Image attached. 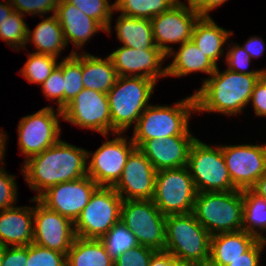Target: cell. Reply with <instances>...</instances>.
Masks as SVG:
<instances>
[{
	"label": "cell",
	"mask_w": 266,
	"mask_h": 266,
	"mask_svg": "<svg viewBox=\"0 0 266 266\" xmlns=\"http://www.w3.org/2000/svg\"><path fill=\"white\" fill-rule=\"evenodd\" d=\"M14 11L19 12L20 14H31L41 17L46 13L55 14L56 7L59 3V0H9Z\"/></svg>",
	"instance_id": "ab89813d"
},
{
	"label": "cell",
	"mask_w": 266,
	"mask_h": 266,
	"mask_svg": "<svg viewBox=\"0 0 266 266\" xmlns=\"http://www.w3.org/2000/svg\"><path fill=\"white\" fill-rule=\"evenodd\" d=\"M68 3L76 6L88 17L96 20L109 34L111 32V20L115 4L109 3V0H66Z\"/></svg>",
	"instance_id": "d590c367"
},
{
	"label": "cell",
	"mask_w": 266,
	"mask_h": 266,
	"mask_svg": "<svg viewBox=\"0 0 266 266\" xmlns=\"http://www.w3.org/2000/svg\"><path fill=\"white\" fill-rule=\"evenodd\" d=\"M262 74H241L225 69L205 79L200 89L193 93L196 112H217L238 115L250 103L253 88Z\"/></svg>",
	"instance_id": "7a4b0ae2"
},
{
	"label": "cell",
	"mask_w": 266,
	"mask_h": 266,
	"mask_svg": "<svg viewBox=\"0 0 266 266\" xmlns=\"http://www.w3.org/2000/svg\"><path fill=\"white\" fill-rule=\"evenodd\" d=\"M258 239L244 230L211 236L209 264L227 266L247 252Z\"/></svg>",
	"instance_id": "603a6c76"
},
{
	"label": "cell",
	"mask_w": 266,
	"mask_h": 266,
	"mask_svg": "<svg viewBox=\"0 0 266 266\" xmlns=\"http://www.w3.org/2000/svg\"><path fill=\"white\" fill-rule=\"evenodd\" d=\"M122 202L113 187H98L74 222L76 237L100 239L120 221Z\"/></svg>",
	"instance_id": "ba28073f"
},
{
	"label": "cell",
	"mask_w": 266,
	"mask_h": 266,
	"mask_svg": "<svg viewBox=\"0 0 266 266\" xmlns=\"http://www.w3.org/2000/svg\"><path fill=\"white\" fill-rule=\"evenodd\" d=\"M30 200L37 202L33 217V243L67 256L76 238L74 222L46 208L37 199Z\"/></svg>",
	"instance_id": "2e32d148"
},
{
	"label": "cell",
	"mask_w": 266,
	"mask_h": 266,
	"mask_svg": "<svg viewBox=\"0 0 266 266\" xmlns=\"http://www.w3.org/2000/svg\"><path fill=\"white\" fill-rule=\"evenodd\" d=\"M156 174L152 163L135 148L128 156L121 178L113 188L123 200H152Z\"/></svg>",
	"instance_id": "ac0fdd59"
},
{
	"label": "cell",
	"mask_w": 266,
	"mask_h": 266,
	"mask_svg": "<svg viewBox=\"0 0 266 266\" xmlns=\"http://www.w3.org/2000/svg\"><path fill=\"white\" fill-rule=\"evenodd\" d=\"M242 198V230L253 235L258 240L266 241V237L261 234L262 231L266 232V199L259 196L252 189L242 190ZM257 228L259 229L257 230Z\"/></svg>",
	"instance_id": "f546056e"
},
{
	"label": "cell",
	"mask_w": 266,
	"mask_h": 266,
	"mask_svg": "<svg viewBox=\"0 0 266 266\" xmlns=\"http://www.w3.org/2000/svg\"><path fill=\"white\" fill-rule=\"evenodd\" d=\"M36 25L33 32L28 27L27 43L31 41L36 48L34 53L60 56L67 46L63 30L55 14L45 18Z\"/></svg>",
	"instance_id": "4316f807"
},
{
	"label": "cell",
	"mask_w": 266,
	"mask_h": 266,
	"mask_svg": "<svg viewBox=\"0 0 266 266\" xmlns=\"http://www.w3.org/2000/svg\"><path fill=\"white\" fill-rule=\"evenodd\" d=\"M53 108L47 106L20 119L17 127L18 146L25 160L40 154L60 140L59 118H62V110L57 108L58 114H55L57 112Z\"/></svg>",
	"instance_id": "8fae6325"
},
{
	"label": "cell",
	"mask_w": 266,
	"mask_h": 266,
	"mask_svg": "<svg viewBox=\"0 0 266 266\" xmlns=\"http://www.w3.org/2000/svg\"><path fill=\"white\" fill-rule=\"evenodd\" d=\"M233 31H226L218 26L211 17H200L195 23L192 41L204 55L216 66L220 56L225 52L224 46L229 41Z\"/></svg>",
	"instance_id": "d4e9b609"
},
{
	"label": "cell",
	"mask_w": 266,
	"mask_h": 266,
	"mask_svg": "<svg viewBox=\"0 0 266 266\" xmlns=\"http://www.w3.org/2000/svg\"><path fill=\"white\" fill-rule=\"evenodd\" d=\"M194 136H170L145 140L138 149L152 163L156 171L176 169L188 164V155Z\"/></svg>",
	"instance_id": "ffe728a7"
},
{
	"label": "cell",
	"mask_w": 266,
	"mask_h": 266,
	"mask_svg": "<svg viewBox=\"0 0 266 266\" xmlns=\"http://www.w3.org/2000/svg\"><path fill=\"white\" fill-rule=\"evenodd\" d=\"M22 14L17 11L5 19L0 27V38L4 40L7 45L12 46V49L17 51L26 48L28 25L23 20Z\"/></svg>",
	"instance_id": "e575fe53"
},
{
	"label": "cell",
	"mask_w": 266,
	"mask_h": 266,
	"mask_svg": "<svg viewBox=\"0 0 266 266\" xmlns=\"http://www.w3.org/2000/svg\"><path fill=\"white\" fill-rule=\"evenodd\" d=\"M168 56L173 57V61L167 66L168 77L188 76L190 73H196L198 71L211 76L217 67L198 49L192 39L184 42L176 52L173 50Z\"/></svg>",
	"instance_id": "cb8c5ba5"
},
{
	"label": "cell",
	"mask_w": 266,
	"mask_h": 266,
	"mask_svg": "<svg viewBox=\"0 0 266 266\" xmlns=\"http://www.w3.org/2000/svg\"><path fill=\"white\" fill-rule=\"evenodd\" d=\"M62 119L107 137L111 133L107 94L84 88L62 109Z\"/></svg>",
	"instance_id": "4fadbf2b"
},
{
	"label": "cell",
	"mask_w": 266,
	"mask_h": 266,
	"mask_svg": "<svg viewBox=\"0 0 266 266\" xmlns=\"http://www.w3.org/2000/svg\"><path fill=\"white\" fill-rule=\"evenodd\" d=\"M108 56L118 76L143 77L156 82L167 77V67L162 68L167 55L161 49L136 50L122 45Z\"/></svg>",
	"instance_id": "d6986e66"
},
{
	"label": "cell",
	"mask_w": 266,
	"mask_h": 266,
	"mask_svg": "<svg viewBox=\"0 0 266 266\" xmlns=\"http://www.w3.org/2000/svg\"><path fill=\"white\" fill-rule=\"evenodd\" d=\"M187 167L197 192L237 190L229 176L222 146L211 147L196 138L189 150Z\"/></svg>",
	"instance_id": "52a82bcc"
},
{
	"label": "cell",
	"mask_w": 266,
	"mask_h": 266,
	"mask_svg": "<svg viewBox=\"0 0 266 266\" xmlns=\"http://www.w3.org/2000/svg\"><path fill=\"white\" fill-rule=\"evenodd\" d=\"M166 217L152 200H123L120 221L132 231L139 245L165 249Z\"/></svg>",
	"instance_id": "30bf717a"
},
{
	"label": "cell",
	"mask_w": 266,
	"mask_h": 266,
	"mask_svg": "<svg viewBox=\"0 0 266 266\" xmlns=\"http://www.w3.org/2000/svg\"><path fill=\"white\" fill-rule=\"evenodd\" d=\"M98 187L99 185L87 175L52 186L37 200L46 208L75 222Z\"/></svg>",
	"instance_id": "e0dca14e"
},
{
	"label": "cell",
	"mask_w": 266,
	"mask_h": 266,
	"mask_svg": "<svg viewBox=\"0 0 266 266\" xmlns=\"http://www.w3.org/2000/svg\"><path fill=\"white\" fill-rule=\"evenodd\" d=\"M42 92L47 99H53L58 104V109L64 108V77H63V60L42 83ZM57 100V101H56Z\"/></svg>",
	"instance_id": "74e56055"
},
{
	"label": "cell",
	"mask_w": 266,
	"mask_h": 266,
	"mask_svg": "<svg viewBox=\"0 0 266 266\" xmlns=\"http://www.w3.org/2000/svg\"><path fill=\"white\" fill-rule=\"evenodd\" d=\"M55 15L60 23L67 45L72 42L78 49L97 32L106 30L93 18L88 17L73 4L59 0ZM100 30V31H99Z\"/></svg>",
	"instance_id": "44dd1931"
},
{
	"label": "cell",
	"mask_w": 266,
	"mask_h": 266,
	"mask_svg": "<svg viewBox=\"0 0 266 266\" xmlns=\"http://www.w3.org/2000/svg\"><path fill=\"white\" fill-rule=\"evenodd\" d=\"M227 0H187L188 7L194 10L200 17H210L213 9L224 4Z\"/></svg>",
	"instance_id": "bcb514c9"
},
{
	"label": "cell",
	"mask_w": 266,
	"mask_h": 266,
	"mask_svg": "<svg viewBox=\"0 0 266 266\" xmlns=\"http://www.w3.org/2000/svg\"><path fill=\"white\" fill-rule=\"evenodd\" d=\"M64 253L41 247L35 243L28 245L26 266H66Z\"/></svg>",
	"instance_id": "8d00e7d4"
},
{
	"label": "cell",
	"mask_w": 266,
	"mask_h": 266,
	"mask_svg": "<svg viewBox=\"0 0 266 266\" xmlns=\"http://www.w3.org/2000/svg\"><path fill=\"white\" fill-rule=\"evenodd\" d=\"M199 263H195V262H187V261H178L176 260L173 263V266H199Z\"/></svg>",
	"instance_id": "f5cc1de1"
},
{
	"label": "cell",
	"mask_w": 266,
	"mask_h": 266,
	"mask_svg": "<svg viewBox=\"0 0 266 266\" xmlns=\"http://www.w3.org/2000/svg\"><path fill=\"white\" fill-rule=\"evenodd\" d=\"M179 0H116L115 11L121 14L151 20L154 16L169 10Z\"/></svg>",
	"instance_id": "4dcf8cb0"
},
{
	"label": "cell",
	"mask_w": 266,
	"mask_h": 266,
	"mask_svg": "<svg viewBox=\"0 0 266 266\" xmlns=\"http://www.w3.org/2000/svg\"><path fill=\"white\" fill-rule=\"evenodd\" d=\"M82 75V54L74 49L63 59L64 107L84 89Z\"/></svg>",
	"instance_id": "d6a6232c"
},
{
	"label": "cell",
	"mask_w": 266,
	"mask_h": 266,
	"mask_svg": "<svg viewBox=\"0 0 266 266\" xmlns=\"http://www.w3.org/2000/svg\"><path fill=\"white\" fill-rule=\"evenodd\" d=\"M5 132L0 131V163L2 164L4 161L5 156V148H6V141H7V134Z\"/></svg>",
	"instance_id": "816d5d0a"
},
{
	"label": "cell",
	"mask_w": 266,
	"mask_h": 266,
	"mask_svg": "<svg viewBox=\"0 0 266 266\" xmlns=\"http://www.w3.org/2000/svg\"><path fill=\"white\" fill-rule=\"evenodd\" d=\"M2 1H3L2 3L0 2V27H1L2 23L5 21V19H7L14 11L9 0H7V1L2 0Z\"/></svg>",
	"instance_id": "681fc988"
},
{
	"label": "cell",
	"mask_w": 266,
	"mask_h": 266,
	"mask_svg": "<svg viewBox=\"0 0 266 266\" xmlns=\"http://www.w3.org/2000/svg\"><path fill=\"white\" fill-rule=\"evenodd\" d=\"M88 151L60 140L24 161L21 172L37 199L43 192L59 183L87 176Z\"/></svg>",
	"instance_id": "6da1fadb"
},
{
	"label": "cell",
	"mask_w": 266,
	"mask_h": 266,
	"mask_svg": "<svg viewBox=\"0 0 266 266\" xmlns=\"http://www.w3.org/2000/svg\"><path fill=\"white\" fill-rule=\"evenodd\" d=\"M252 101L256 116H266V71H264L256 82L250 102Z\"/></svg>",
	"instance_id": "7bdbcfd3"
},
{
	"label": "cell",
	"mask_w": 266,
	"mask_h": 266,
	"mask_svg": "<svg viewBox=\"0 0 266 266\" xmlns=\"http://www.w3.org/2000/svg\"><path fill=\"white\" fill-rule=\"evenodd\" d=\"M112 140L104 142L94 153H87L91 160L87 163V175L91 177L99 187H114L120 180L124 166L130 153L136 145L130 138L123 137V133L114 134Z\"/></svg>",
	"instance_id": "7c38bea8"
},
{
	"label": "cell",
	"mask_w": 266,
	"mask_h": 266,
	"mask_svg": "<svg viewBox=\"0 0 266 266\" xmlns=\"http://www.w3.org/2000/svg\"><path fill=\"white\" fill-rule=\"evenodd\" d=\"M242 48L250 55L251 59L260 57L265 51V45L262 37H250Z\"/></svg>",
	"instance_id": "7dc6e473"
},
{
	"label": "cell",
	"mask_w": 266,
	"mask_h": 266,
	"mask_svg": "<svg viewBox=\"0 0 266 266\" xmlns=\"http://www.w3.org/2000/svg\"><path fill=\"white\" fill-rule=\"evenodd\" d=\"M66 260V266H114V260L99 239L76 237Z\"/></svg>",
	"instance_id": "f1b7e54d"
},
{
	"label": "cell",
	"mask_w": 266,
	"mask_h": 266,
	"mask_svg": "<svg viewBox=\"0 0 266 266\" xmlns=\"http://www.w3.org/2000/svg\"><path fill=\"white\" fill-rule=\"evenodd\" d=\"M199 266H212V265H210L209 263H207V264H200Z\"/></svg>",
	"instance_id": "11a10c76"
},
{
	"label": "cell",
	"mask_w": 266,
	"mask_h": 266,
	"mask_svg": "<svg viewBox=\"0 0 266 266\" xmlns=\"http://www.w3.org/2000/svg\"><path fill=\"white\" fill-rule=\"evenodd\" d=\"M251 189L259 196L266 199V172L256 181Z\"/></svg>",
	"instance_id": "f907efd6"
},
{
	"label": "cell",
	"mask_w": 266,
	"mask_h": 266,
	"mask_svg": "<svg viewBox=\"0 0 266 266\" xmlns=\"http://www.w3.org/2000/svg\"><path fill=\"white\" fill-rule=\"evenodd\" d=\"M193 215L211 236L242 230V190L197 192Z\"/></svg>",
	"instance_id": "5b68a950"
},
{
	"label": "cell",
	"mask_w": 266,
	"mask_h": 266,
	"mask_svg": "<svg viewBox=\"0 0 266 266\" xmlns=\"http://www.w3.org/2000/svg\"><path fill=\"white\" fill-rule=\"evenodd\" d=\"M58 65L57 58L52 55L31 52L19 73L29 83L42 85Z\"/></svg>",
	"instance_id": "836d02e7"
},
{
	"label": "cell",
	"mask_w": 266,
	"mask_h": 266,
	"mask_svg": "<svg viewBox=\"0 0 266 266\" xmlns=\"http://www.w3.org/2000/svg\"><path fill=\"white\" fill-rule=\"evenodd\" d=\"M105 246L106 252L115 261L122 253L136 247L138 242L135 235L122 221H118L113 227L99 239Z\"/></svg>",
	"instance_id": "1f68e13d"
},
{
	"label": "cell",
	"mask_w": 266,
	"mask_h": 266,
	"mask_svg": "<svg viewBox=\"0 0 266 266\" xmlns=\"http://www.w3.org/2000/svg\"><path fill=\"white\" fill-rule=\"evenodd\" d=\"M156 250L142 245H137L130 251L122 253L115 261L114 266H148Z\"/></svg>",
	"instance_id": "60d3db41"
},
{
	"label": "cell",
	"mask_w": 266,
	"mask_h": 266,
	"mask_svg": "<svg viewBox=\"0 0 266 266\" xmlns=\"http://www.w3.org/2000/svg\"><path fill=\"white\" fill-rule=\"evenodd\" d=\"M156 81L143 77L118 76L115 85L107 93L110 107L111 132L124 133L133 123L137 124L148 102Z\"/></svg>",
	"instance_id": "277c9868"
},
{
	"label": "cell",
	"mask_w": 266,
	"mask_h": 266,
	"mask_svg": "<svg viewBox=\"0 0 266 266\" xmlns=\"http://www.w3.org/2000/svg\"><path fill=\"white\" fill-rule=\"evenodd\" d=\"M5 252V246L0 244V266L2 265L3 257Z\"/></svg>",
	"instance_id": "db71d44e"
},
{
	"label": "cell",
	"mask_w": 266,
	"mask_h": 266,
	"mask_svg": "<svg viewBox=\"0 0 266 266\" xmlns=\"http://www.w3.org/2000/svg\"><path fill=\"white\" fill-rule=\"evenodd\" d=\"M165 249L178 261L207 264L210 258V233L193 213L166 216Z\"/></svg>",
	"instance_id": "8992f818"
},
{
	"label": "cell",
	"mask_w": 266,
	"mask_h": 266,
	"mask_svg": "<svg viewBox=\"0 0 266 266\" xmlns=\"http://www.w3.org/2000/svg\"><path fill=\"white\" fill-rule=\"evenodd\" d=\"M115 31L123 46L141 49H159L153 39L152 24L149 19H140L120 14L116 18Z\"/></svg>",
	"instance_id": "83f0119b"
},
{
	"label": "cell",
	"mask_w": 266,
	"mask_h": 266,
	"mask_svg": "<svg viewBox=\"0 0 266 266\" xmlns=\"http://www.w3.org/2000/svg\"><path fill=\"white\" fill-rule=\"evenodd\" d=\"M176 261L174 256L166 251H156L150 261L148 266H173Z\"/></svg>",
	"instance_id": "c3c4849f"
},
{
	"label": "cell",
	"mask_w": 266,
	"mask_h": 266,
	"mask_svg": "<svg viewBox=\"0 0 266 266\" xmlns=\"http://www.w3.org/2000/svg\"><path fill=\"white\" fill-rule=\"evenodd\" d=\"M82 82L86 89L107 94L118 78L109 56L105 59L82 52Z\"/></svg>",
	"instance_id": "484cf974"
},
{
	"label": "cell",
	"mask_w": 266,
	"mask_h": 266,
	"mask_svg": "<svg viewBox=\"0 0 266 266\" xmlns=\"http://www.w3.org/2000/svg\"><path fill=\"white\" fill-rule=\"evenodd\" d=\"M196 194L187 166L157 171L152 201L165 217L191 213Z\"/></svg>",
	"instance_id": "9c48e42d"
},
{
	"label": "cell",
	"mask_w": 266,
	"mask_h": 266,
	"mask_svg": "<svg viewBox=\"0 0 266 266\" xmlns=\"http://www.w3.org/2000/svg\"><path fill=\"white\" fill-rule=\"evenodd\" d=\"M0 167V211L13 207L17 201V187L14 175Z\"/></svg>",
	"instance_id": "b9f144b4"
},
{
	"label": "cell",
	"mask_w": 266,
	"mask_h": 266,
	"mask_svg": "<svg viewBox=\"0 0 266 266\" xmlns=\"http://www.w3.org/2000/svg\"><path fill=\"white\" fill-rule=\"evenodd\" d=\"M266 241L258 240L247 252L233 260L227 266H262L260 263V255L265 248Z\"/></svg>",
	"instance_id": "ee69618b"
},
{
	"label": "cell",
	"mask_w": 266,
	"mask_h": 266,
	"mask_svg": "<svg viewBox=\"0 0 266 266\" xmlns=\"http://www.w3.org/2000/svg\"><path fill=\"white\" fill-rule=\"evenodd\" d=\"M222 153L238 190L251 189L266 172V144L222 145Z\"/></svg>",
	"instance_id": "5bb4252c"
},
{
	"label": "cell",
	"mask_w": 266,
	"mask_h": 266,
	"mask_svg": "<svg viewBox=\"0 0 266 266\" xmlns=\"http://www.w3.org/2000/svg\"><path fill=\"white\" fill-rule=\"evenodd\" d=\"M34 206H13L0 211V244L5 247L33 243Z\"/></svg>",
	"instance_id": "7402d4cb"
},
{
	"label": "cell",
	"mask_w": 266,
	"mask_h": 266,
	"mask_svg": "<svg viewBox=\"0 0 266 266\" xmlns=\"http://www.w3.org/2000/svg\"><path fill=\"white\" fill-rule=\"evenodd\" d=\"M196 112L194 95L176 102L173 106L149 105L133 128L132 141L138 148L145 140L170 136H192L189 119Z\"/></svg>",
	"instance_id": "3957f363"
},
{
	"label": "cell",
	"mask_w": 266,
	"mask_h": 266,
	"mask_svg": "<svg viewBox=\"0 0 266 266\" xmlns=\"http://www.w3.org/2000/svg\"><path fill=\"white\" fill-rule=\"evenodd\" d=\"M228 46L229 49H227V54L225 55L228 70L241 74H262L264 71H266V68L261 70L247 71L246 69H248L252 60L250 55L239 44L232 46L228 44Z\"/></svg>",
	"instance_id": "f35d334b"
},
{
	"label": "cell",
	"mask_w": 266,
	"mask_h": 266,
	"mask_svg": "<svg viewBox=\"0 0 266 266\" xmlns=\"http://www.w3.org/2000/svg\"><path fill=\"white\" fill-rule=\"evenodd\" d=\"M200 16L180 0L169 10L154 16L152 24L155 46L166 55L173 51L168 43H179L191 40L195 23Z\"/></svg>",
	"instance_id": "9a60e30c"
},
{
	"label": "cell",
	"mask_w": 266,
	"mask_h": 266,
	"mask_svg": "<svg viewBox=\"0 0 266 266\" xmlns=\"http://www.w3.org/2000/svg\"><path fill=\"white\" fill-rule=\"evenodd\" d=\"M28 246L5 247L1 266H26Z\"/></svg>",
	"instance_id": "f6af8a7d"
}]
</instances>
